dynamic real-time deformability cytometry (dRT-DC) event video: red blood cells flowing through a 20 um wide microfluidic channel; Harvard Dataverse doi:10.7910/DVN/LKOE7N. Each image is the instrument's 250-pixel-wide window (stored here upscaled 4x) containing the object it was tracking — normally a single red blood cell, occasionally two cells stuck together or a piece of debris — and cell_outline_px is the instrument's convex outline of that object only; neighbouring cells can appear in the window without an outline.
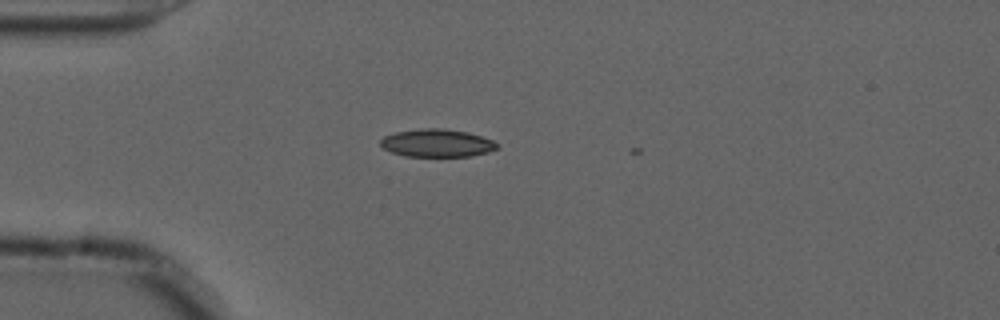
{"species": "common noctule bat (a hibernating species)", "species_latin": "Nyctalus noctula", "temperature_condition": "cold", "stored_images_in_passage": 4, "camera_frame_rate_fps": 3000, "um_per_image_px": 0.085, "animal": {"sex": "male", "forearm_length_mm": 52.5}, "frame": {"image": 1, "passage_image": 2, "time_ms": 0.333, "image_size_px": [1000, 320], "cell_outline_px": [[500, 148], [488, 152], [472, 156], [404, 156], [392, 152], [384, 148], [380, 144], [380, 140], [384, 136], [396, 132], [424, 128], [440, 128], [468, 132], [492, 140], [500, 144]], "centroid_in_image_um": [37.18, 12.16], "position_along_channel_um": 47.8, "area_um2": 18.9}}